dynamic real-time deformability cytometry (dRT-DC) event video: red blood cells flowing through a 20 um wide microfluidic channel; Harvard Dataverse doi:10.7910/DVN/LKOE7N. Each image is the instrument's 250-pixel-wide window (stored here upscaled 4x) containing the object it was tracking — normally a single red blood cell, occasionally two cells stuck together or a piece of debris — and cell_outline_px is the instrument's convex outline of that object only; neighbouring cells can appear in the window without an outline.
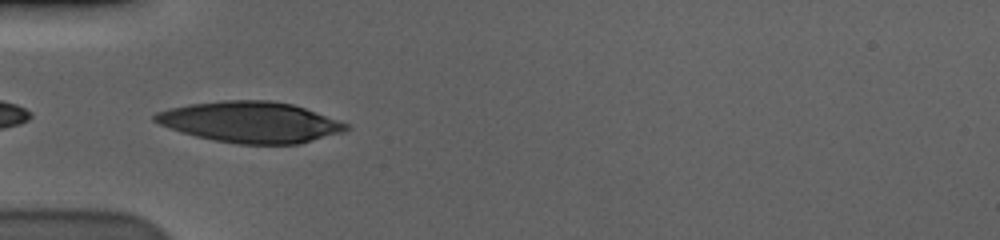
{"species": "human", "species_latin": "Homo sapiens", "temperature_condition": "cold", "stored_images_in_passage": 24, "camera_frame_rate_fps": 3000, "um_per_image_px": 0.085, "donor": {"sex": "male"}, "frame": {"image": 1, "passage_image": 1, "time_ms": 0.0, "image_size_px": [1000, 240], "cell_outline_px": [[352, 128], [344, 132], [300, 144], [236, 144], [196, 136], [180, 132], [160, 124], [152, 120], [152, 116], [156, 112], [168, 108], [188, 104], [220, 100], [272, 100], [292, 104], [304, 108], [348, 124]], "centroid_in_image_um": [21.27, 10.38], "position_along_channel_um": 63.7, "area_um2": 45.72}}
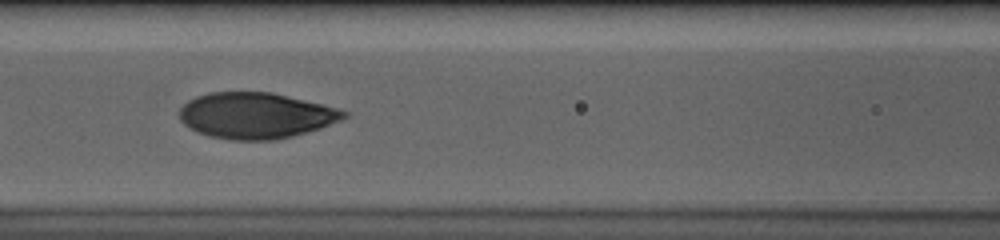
{"frame": {"image": 2, "passage_image": 8, "time_ms": 2.333, "image_size_px": [1000, 240], "cell_outline_px": [[348, 116], [340, 120], [320, 128], [292, 136], [276, 140], [232, 140], [208, 136], [196, 132], [184, 124], [180, 120], [180, 108], [188, 100], [196, 96], [208, 92], [272, 92], [324, 104], [348, 112]], "centroid_in_image_um": [21.73, 9.82], "position_along_channel_um": 144.9, "area_um2": 44.16}}
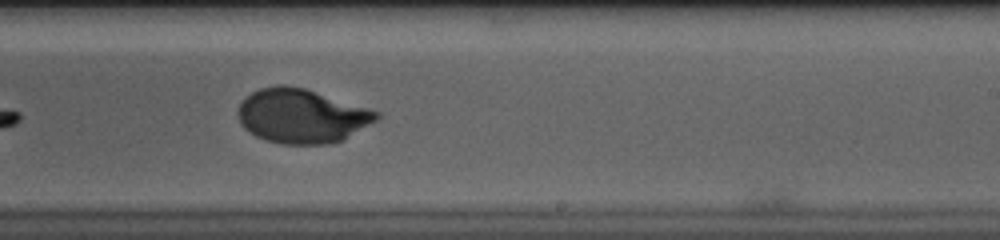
{"frame": {"image": 3, "passage_image": 18, "time_ms": 5.667, "image_size_px": [1000, 240], "cell_outline_px": [[380, 116], [376, 120], [344, 140], [328, 144], [280, 144], [264, 140], [248, 132], [240, 124], [236, 112], [244, 96], [260, 88], [280, 84], [284, 84], [304, 88], [368, 108], [380, 112]], "centroid_in_image_um": [25.6, 9.86], "position_along_channel_um": 263.4, "area_um2": 43.99}}